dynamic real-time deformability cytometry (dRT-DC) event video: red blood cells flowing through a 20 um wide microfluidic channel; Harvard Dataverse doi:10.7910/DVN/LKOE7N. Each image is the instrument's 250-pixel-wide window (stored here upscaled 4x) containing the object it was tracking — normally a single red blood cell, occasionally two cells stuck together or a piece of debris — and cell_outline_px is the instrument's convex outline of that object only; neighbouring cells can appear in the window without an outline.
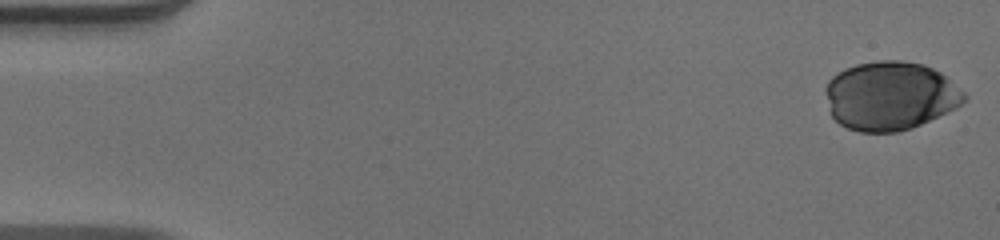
{"species": "human", "species_latin": "Homo sapiens", "temperature_condition": "warm", "stored_images_in_passage": 43, "camera_frame_rate_fps": 3000, "um_per_image_px": 0.085, "donor": {"sex": "male"}, "frame": {"image": 1, "passage_image": 1, "time_ms": 0.0, "image_size_px": [1000, 240], "cell_outline_px": [[968, 96], [956, 108], [912, 128], [896, 132], [860, 132], [848, 128], [840, 124], [832, 116], [824, 92], [824, 88], [828, 80], [832, 76], [844, 68], [856, 64], [876, 60], [900, 60], [924, 64], [940, 72], [964, 92]], "centroid_in_image_um": [75.64, 8.13], "position_along_channel_um": 9.4, "area_um2": 55.66}}
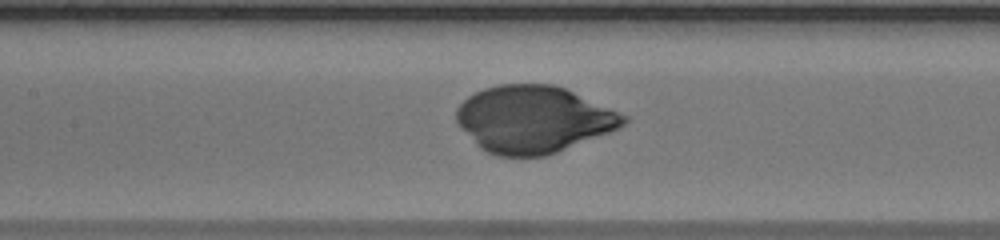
{"frame": {"image": 2, "passage_image": 24, "time_ms": 7.667, "image_size_px": [1000, 240], "cell_outline_px": [[628, 120], [620, 128], [556, 152], [544, 156], [496, 156], [480, 148], [476, 144], [456, 120], [456, 108], [468, 96], [484, 88], [500, 84], [552, 84], [564, 88], [628, 116]], "centroid_in_image_um": [45.33, 10.14], "position_along_channel_um": 162.1, "area_um2": 64.62}}